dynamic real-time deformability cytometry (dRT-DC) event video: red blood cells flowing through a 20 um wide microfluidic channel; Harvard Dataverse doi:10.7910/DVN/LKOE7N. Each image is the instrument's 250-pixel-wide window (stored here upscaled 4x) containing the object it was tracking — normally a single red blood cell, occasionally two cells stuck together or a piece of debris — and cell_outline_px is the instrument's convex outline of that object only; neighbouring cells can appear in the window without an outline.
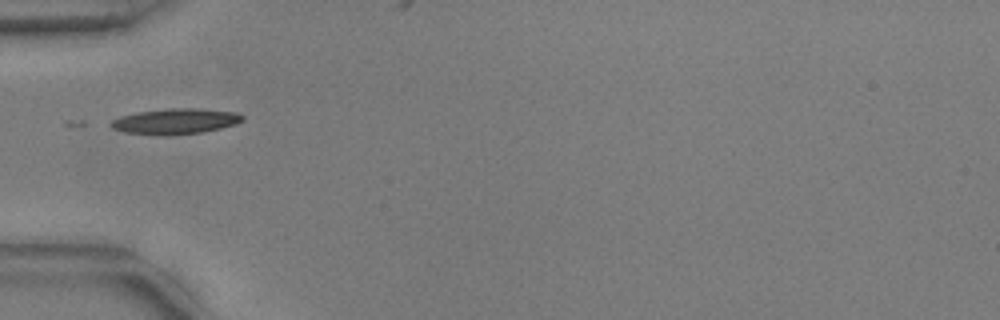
{"species": "common noctule bat (a hibernating species)", "species_latin": "Nyctalus noctula", "temperature_condition": "warm", "stored_images_in_passage": 37, "camera_frame_rate_fps": 3000, "um_per_image_px": 0.085, "animal": {"sex": "male", "body_mass_g": 17.9, "forearm_length_mm": 54.2}, "frame": {"image": 1, "passage_image": 1, "time_ms": 0.0, "image_size_px": [1000, 320], "cell_outline_px": [[244, 120], [236, 124], [220, 128], [200, 132], [168, 136], [164, 136], [124, 132], [112, 128], [108, 124], [112, 120], [120, 116], [136, 112], [168, 108], [196, 108], [236, 112], [244, 116]], "centroid_in_image_um": [14.88, 10.31], "position_along_channel_um": 70.1, "area_um2": 19.77}}
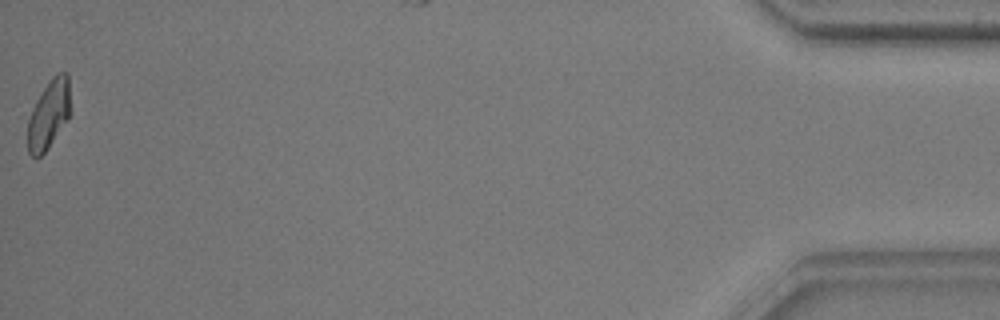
{"frame": {"image": 2, "passage_image": 37, "time_ms": 12.0, "image_size_px": [1000, 320], "cell_outline_px": [[68, 116], [48, 148], [36, 160], [28, 152], [28, 120], [32, 108], [36, 100], [52, 76], [56, 72], [64, 72], [68, 76]], "centroid_in_image_um": [4.09, 9.74], "position_along_channel_um": 431.1, "area_um2": 16.53}}